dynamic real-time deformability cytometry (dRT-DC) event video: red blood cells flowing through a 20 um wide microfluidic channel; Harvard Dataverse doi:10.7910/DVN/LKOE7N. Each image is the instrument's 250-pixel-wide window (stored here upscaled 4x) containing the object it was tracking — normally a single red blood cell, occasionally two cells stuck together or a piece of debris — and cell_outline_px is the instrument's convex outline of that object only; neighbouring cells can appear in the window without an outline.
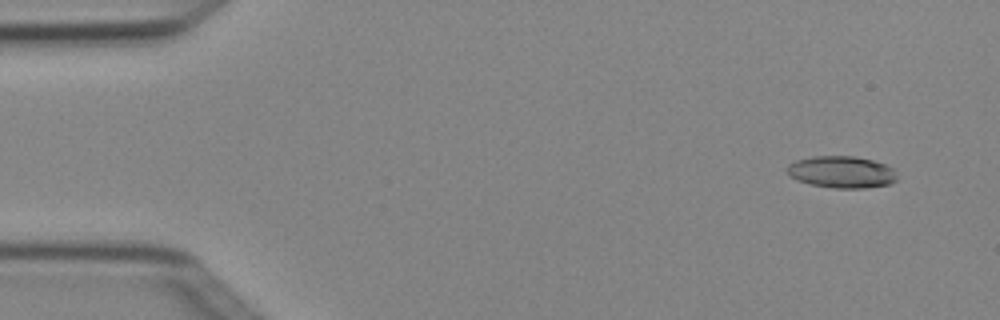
{"species": "Egyptian fruit bat (a non-hibernating species)", "species_latin": "Rousettus aegyptiacus", "temperature_condition": "cold", "stored_images_in_passage": 4, "camera_frame_rate_fps": 3000, "um_per_image_px": 0.085, "animal": {"sex": "female"}, "frame": {"image": 1, "passage_image": 1, "time_ms": 0.0, "image_size_px": [1000, 320], "cell_outline_px": [[896, 180], [892, 184], [864, 188], [832, 188], [812, 184], [796, 180], [788, 176], [788, 164], [796, 160], [812, 156], [856, 156], [872, 160], [884, 164], [892, 168], [896, 172]], "centroid_in_image_um": [71.54, 14.62], "position_along_channel_um": 13.5, "area_um2": 20.52}}
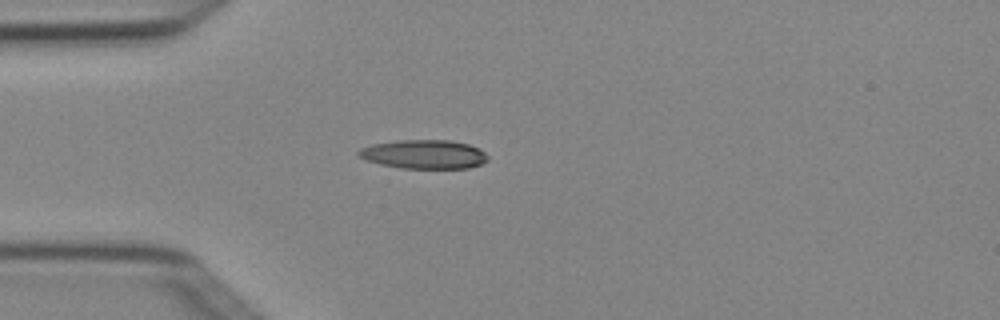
{"frame": {"image": 2, "passage_image": 3, "time_ms": 0.667, "image_size_px": [1000, 320], "cell_outline_px": [[488, 160], [480, 164], [468, 168], [400, 168], [380, 164], [368, 160], [360, 156], [356, 152], [360, 148], [372, 144], [396, 140], [452, 140], [468, 144], [480, 148], [488, 156]], "centroid_in_image_um": [36.05, 13.1], "position_along_channel_um": 48.9, "area_um2": 21.79}}